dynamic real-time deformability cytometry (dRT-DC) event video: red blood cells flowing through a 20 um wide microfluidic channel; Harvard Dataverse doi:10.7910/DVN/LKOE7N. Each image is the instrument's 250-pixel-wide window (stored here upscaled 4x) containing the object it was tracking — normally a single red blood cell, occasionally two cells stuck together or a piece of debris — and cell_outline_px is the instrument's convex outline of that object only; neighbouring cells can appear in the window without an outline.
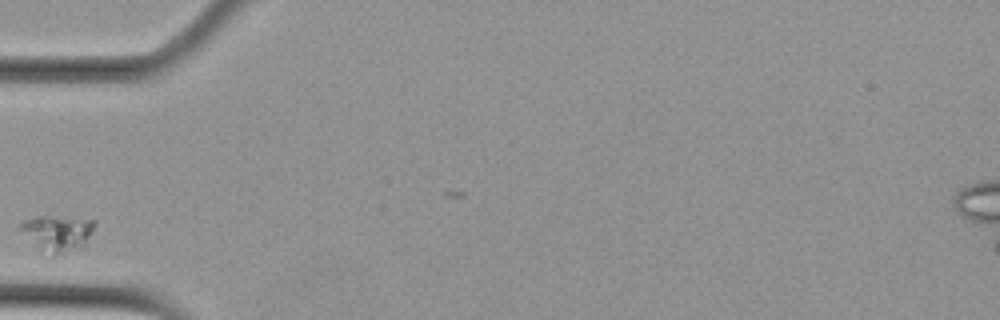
{"species": "Egyptian fruit bat (a non-hibernating species)", "species_latin": "Rousettus aegyptiacus", "temperature_condition": "cold", "stored_images_in_passage": 3, "camera_frame_rate_fps": 3000, "um_per_image_px": 0.085, "animal": {"sex": "female"}, "frame": {"image": 1, "passage_image": 1, "time_ms": 0.0, "image_size_px": [1000, 320], "cell_outline_px": [[96, 224], [84, 248], [52, 256], [16, 228], [16, 224], [20, 220], [36, 216], [48, 216], [96, 220]], "centroid_in_image_um": [4.88, 19.79], "position_along_channel_um": 80.1, "area_um2": 15.72}}
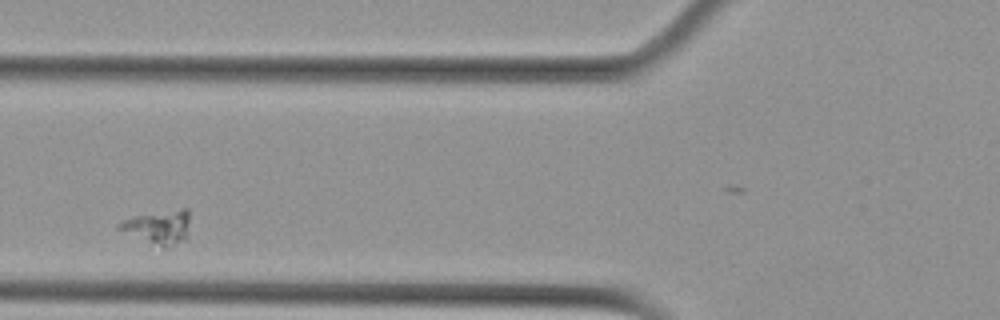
{"frame": {"image": 2, "passage_image": 2, "time_ms": 0.333, "image_size_px": [1000, 320], "cell_outline_px": [[188, 240], [168, 248], [164, 248], [116, 228], [116, 224], [120, 220], [136, 216], [180, 208], [188, 208]], "centroid_in_image_um": [13.51, 19.31], "position_along_channel_um": 112.3, "area_um2": 13.93}}
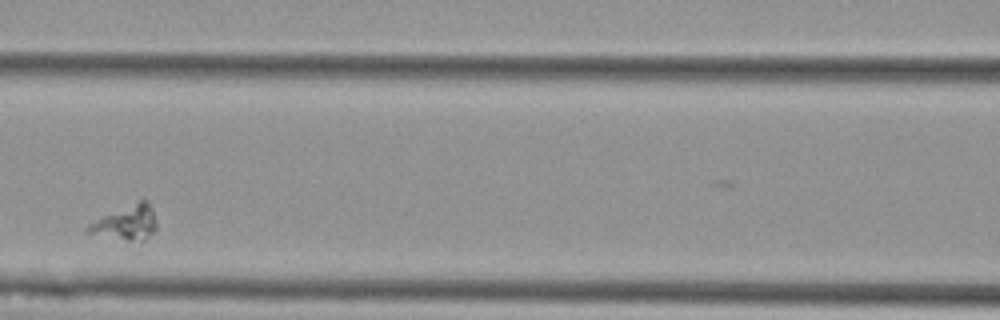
{"frame": {"image": 3, "passage_image": 3, "time_ms": 0.667, "image_size_px": [1000, 320], "cell_outline_px": [[156, 228], [144, 240], [128, 240], [84, 232], [84, 228], [88, 224], [104, 216], [140, 200], [148, 200], [152, 208], [156, 224]], "centroid_in_image_um": [10.72, 18.93], "position_along_channel_um": 155.9, "area_um2": 13.29}}